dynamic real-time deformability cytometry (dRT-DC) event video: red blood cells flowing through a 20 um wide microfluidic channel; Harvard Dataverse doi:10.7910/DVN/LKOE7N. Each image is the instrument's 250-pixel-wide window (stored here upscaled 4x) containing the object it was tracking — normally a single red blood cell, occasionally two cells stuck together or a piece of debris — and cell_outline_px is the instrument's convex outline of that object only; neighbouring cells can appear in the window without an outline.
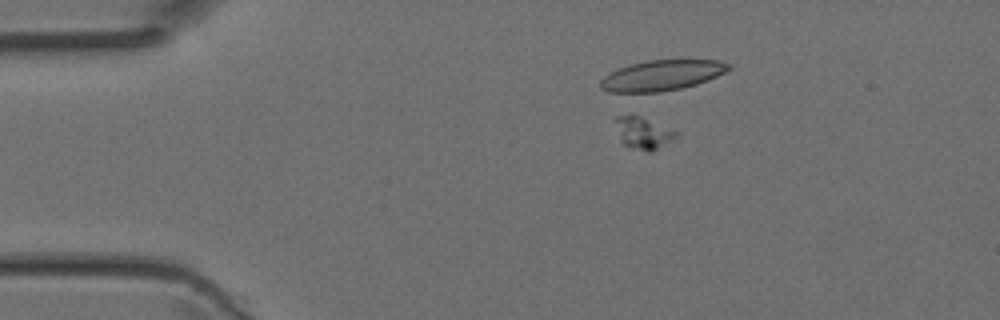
{"species": "Egyptian fruit bat (a non-hibernating species)", "species_latin": "Rousettus aegyptiacus", "temperature_condition": "room temperature", "stored_images_in_passage": 3, "camera_frame_rate_fps": 3000, "um_per_image_px": 0.085, "animal": {"sex": "female"}, "frame": {"image": 1, "passage_image": 2, "time_ms": 0.333, "image_size_px": [1000, 320], "cell_outline_px": [[676, 136], [652, 152], [648, 152], [624, 144], [612, 120], [616, 116], [636, 116], [676, 132]], "centroid_in_image_um": [54.58, 11.31], "position_along_channel_um": 30.4, "area_um2": 10.46}}